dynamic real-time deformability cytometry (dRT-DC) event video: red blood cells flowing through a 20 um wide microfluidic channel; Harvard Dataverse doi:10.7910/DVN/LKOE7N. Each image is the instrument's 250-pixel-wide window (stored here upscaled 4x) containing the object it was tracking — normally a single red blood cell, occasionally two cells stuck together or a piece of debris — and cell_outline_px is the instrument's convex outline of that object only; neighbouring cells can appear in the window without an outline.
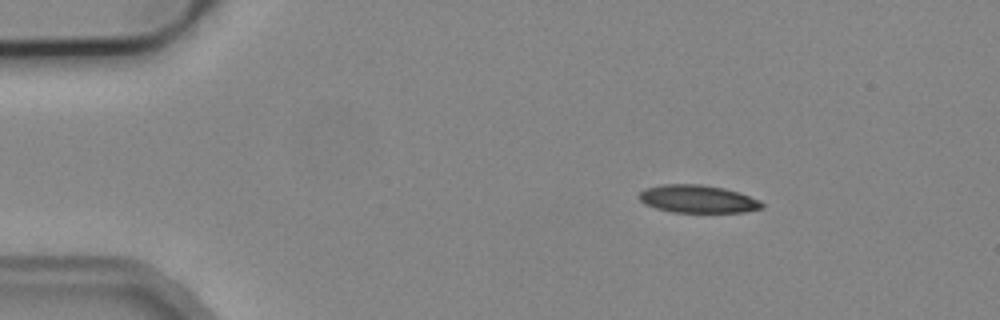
{"species": "common noctule bat (a hibernating species)", "species_latin": "Nyctalus noctula", "temperature_condition": "cold", "stored_images_in_passage": 3, "camera_frame_rate_fps": 3000, "um_per_image_px": 0.085, "animal": {"sex": "male", "body_mass_g": 19.2, "forearm_length_mm": 51.8}, "frame": {"image": 1, "passage_image": 1, "time_ms": 0.0, "image_size_px": [1000, 320], "cell_outline_px": [[764, 208], [744, 212], [672, 212], [656, 208], [644, 204], [636, 196], [644, 188], [660, 184], [700, 184], [724, 188], [760, 200], [764, 204]], "centroid_in_image_um": [59.26, 16.91], "position_along_channel_um": 25.7, "area_um2": 20.0}}